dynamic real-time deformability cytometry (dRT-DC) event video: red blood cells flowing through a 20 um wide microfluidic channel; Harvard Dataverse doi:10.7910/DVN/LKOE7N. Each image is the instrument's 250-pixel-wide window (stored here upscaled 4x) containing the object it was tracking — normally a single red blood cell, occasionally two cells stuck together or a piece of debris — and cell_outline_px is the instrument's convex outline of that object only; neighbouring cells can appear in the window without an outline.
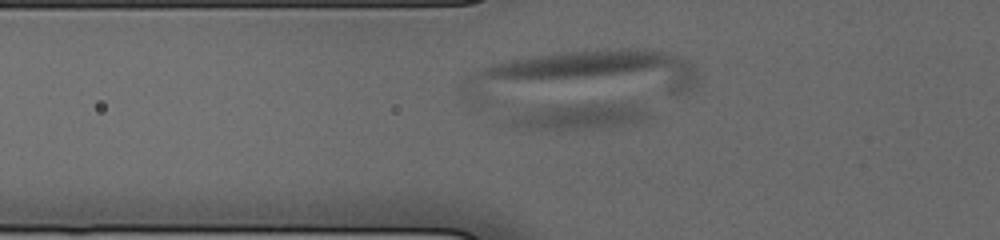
{"species": "human", "species_latin": "Homo sapiens", "temperature_condition": "cold", "stored_images_in_passage": 33, "camera_frame_rate_fps": 3000, "um_per_image_px": 0.085, "donor": {"sex": "male"}, "frame": {"image": 1, "passage_image": 6, "time_ms": 1.667, "image_size_px": [1000, 240], "cell_outline_px": [[652, 116], [636, 124], [556, 132], [512, 128], [504, 124], [504, 120], [512, 116], [524, 112], [540, 108], [580, 104], [632, 104], [648, 112]], "centroid_in_image_um": [49.12, 9.98], "position_along_channel_um": 76.7, "area_um2": 21.56}}